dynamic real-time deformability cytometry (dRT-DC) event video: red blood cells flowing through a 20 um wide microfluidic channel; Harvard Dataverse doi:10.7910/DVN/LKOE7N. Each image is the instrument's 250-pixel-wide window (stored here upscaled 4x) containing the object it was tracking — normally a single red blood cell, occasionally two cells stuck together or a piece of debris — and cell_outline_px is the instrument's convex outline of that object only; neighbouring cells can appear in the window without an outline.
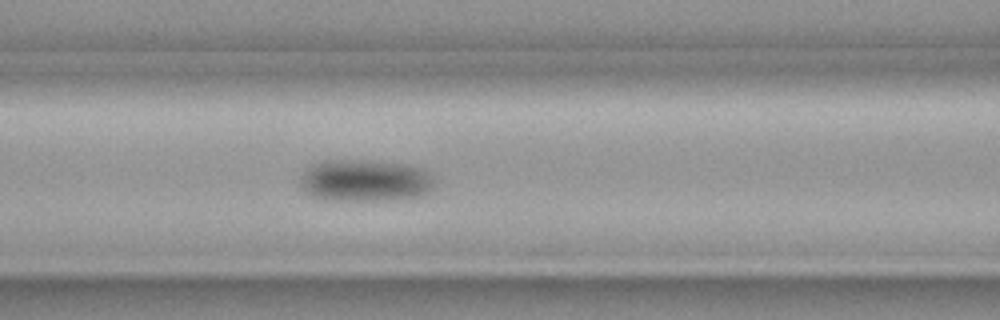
{"species": "common noctule bat (a hibernating species)", "species_latin": "Nyctalus noctula", "temperature_condition": "cold", "stored_images_in_passage": 46, "segment_of_instrument_passage": [1, 2], "camera_frame_rate_fps": 3000, "um_per_image_px": 0.085, "animal": {"sex": "female", "body_mass_g": 19.3, "forearm_length_mm": 54.1}, "frame": {"image": 1, "passage_image": 12, "time_ms": 3.667, "image_size_px": [1000, 320], "cell_outline_px": [[432, 188], [428, 192], [420, 196], [384, 200], [332, 200], [312, 196], [300, 184], [300, 176], [312, 164], [324, 160], [360, 160], [404, 164], [420, 168], [428, 172], [432, 184]], "centroid_in_image_um": [30.99, 15.34], "position_along_channel_um": 135.6, "area_um2": 32.37}}
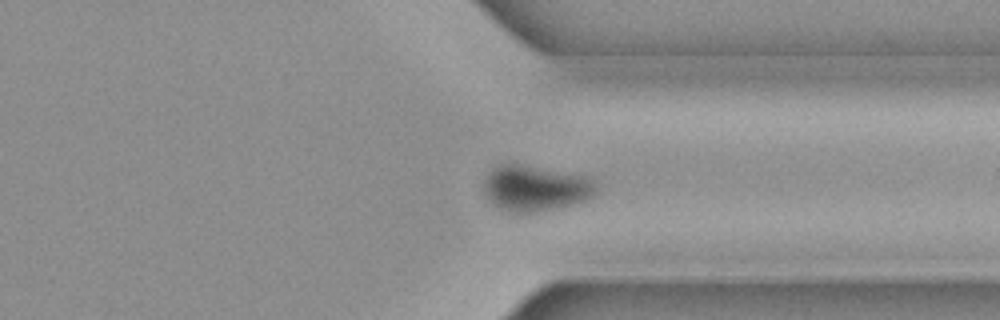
{"frame": {"image": 2, "passage_image": 31, "time_ms": 10.0, "image_size_px": [1000, 320], "cell_outline_px": [[600, 188], [592, 196], [584, 200], [572, 204], [532, 212], [512, 212], [500, 208], [484, 192], [484, 184], [492, 168], [500, 164], [516, 164], [588, 176], [600, 184]], "centroid_in_image_um": [45.58, 15.98], "position_along_channel_um": 365.8, "area_um2": 29.36}}
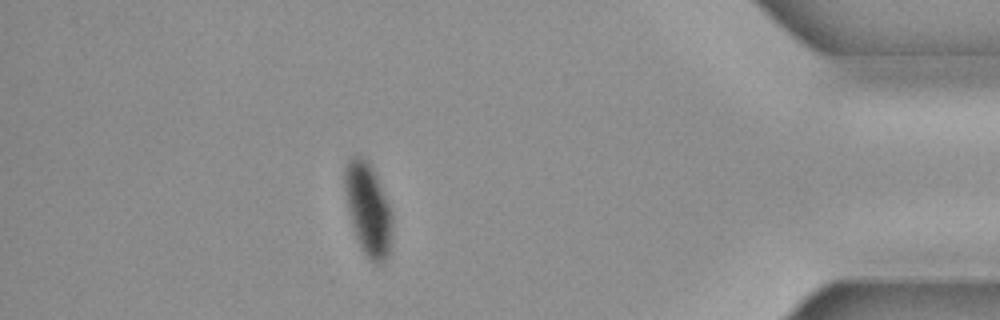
{"frame": {"image": 3, "passage_image": 38, "time_ms": 12.333, "image_size_px": [1000, 320], "cell_outline_px": [[392, 248], [384, 264], [372, 264], [368, 260], [360, 248], [352, 228], [348, 212], [344, 188], [344, 164], [348, 156], [360, 156], [368, 160], [372, 164], [376, 172], [388, 200], [392, 212]], "centroid_in_image_um": [31.3, 17.8], "position_along_channel_um": 403.9, "area_um2": 26.93}}